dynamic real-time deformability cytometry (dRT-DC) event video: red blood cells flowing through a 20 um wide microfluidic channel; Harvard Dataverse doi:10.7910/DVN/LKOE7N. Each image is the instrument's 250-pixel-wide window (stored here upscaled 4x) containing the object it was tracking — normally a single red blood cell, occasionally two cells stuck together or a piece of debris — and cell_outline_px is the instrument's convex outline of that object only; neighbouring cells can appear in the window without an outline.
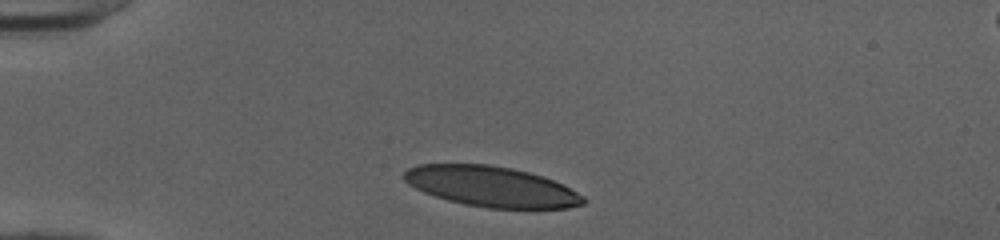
{"species": "human", "species_latin": "Homo sapiens", "temperature_condition": "cold", "stored_images_in_passage": 31, "camera_frame_rate_fps": 3000, "um_per_image_px": 0.085, "donor": {"sex": "female"}, "frame": {"image": 1, "passage_image": 1, "time_ms": 0.0, "image_size_px": [1000, 240], "cell_outline_px": [[588, 200], [584, 204], [568, 208], [488, 208], [464, 204], [448, 200], [424, 192], [408, 184], [400, 176], [408, 168], [416, 164], [488, 164], [512, 168], [544, 176], [564, 184], [584, 196]], "centroid_in_image_um": [41.78, 15.85], "position_along_channel_um": 43.2, "area_um2": 42.48}}
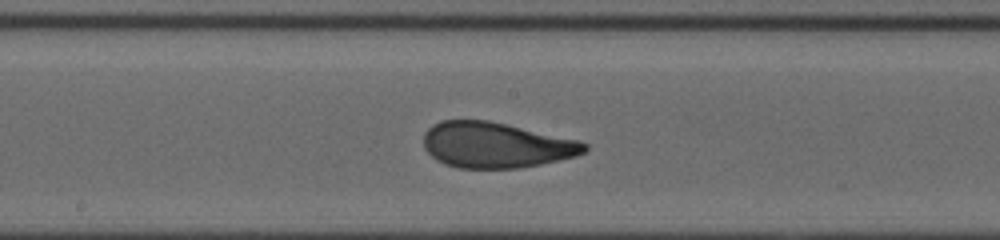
{"frame": {"image": 2, "passage_image": 16, "time_ms": 5.0, "image_size_px": [1000, 240], "cell_outline_px": [[588, 148], [584, 152], [576, 156], [540, 164], [520, 168], [460, 168], [444, 164], [436, 160], [424, 148], [424, 132], [432, 124], [440, 120], [488, 120], [580, 140], [588, 144]], "centroid_in_image_um": [42.14, 12.32], "position_along_channel_um": 206.1, "area_um2": 42.89}}
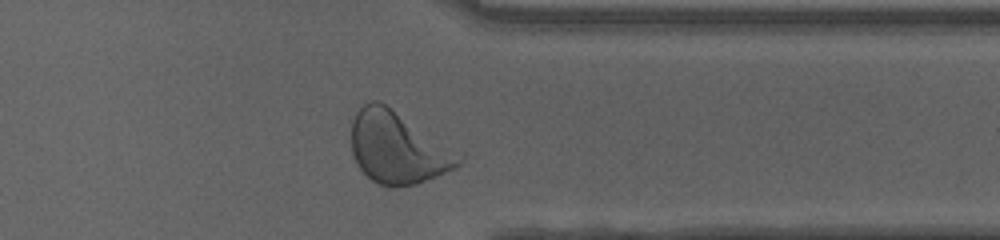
{"frame": {"image": 3, "passage_image": 29, "time_ms": 9.333, "image_size_px": [1000, 240], "cell_outline_px": [[464, 156], [460, 164], [456, 168], [416, 184], [396, 188], [388, 188], [372, 180], [356, 164], [352, 152], [352, 120], [356, 112], [364, 104], [372, 100], [376, 100], [384, 104], [464, 152]], "centroid_in_image_um": [33.87, 12.57], "position_along_channel_um": 377.5, "area_um2": 45.49}, "authors_computed_cell_mechanics": {"area_um2": 43.5812, "velocity_mm_per_s": 3.9999, "shape_relaxation_time_tau1_ms": 3.9889, "shape_relaxation_time_tau2_ms": 0.7823, "deformation_change_tau1": 0.1864, "deformation_change_tau2": 0.0744}}